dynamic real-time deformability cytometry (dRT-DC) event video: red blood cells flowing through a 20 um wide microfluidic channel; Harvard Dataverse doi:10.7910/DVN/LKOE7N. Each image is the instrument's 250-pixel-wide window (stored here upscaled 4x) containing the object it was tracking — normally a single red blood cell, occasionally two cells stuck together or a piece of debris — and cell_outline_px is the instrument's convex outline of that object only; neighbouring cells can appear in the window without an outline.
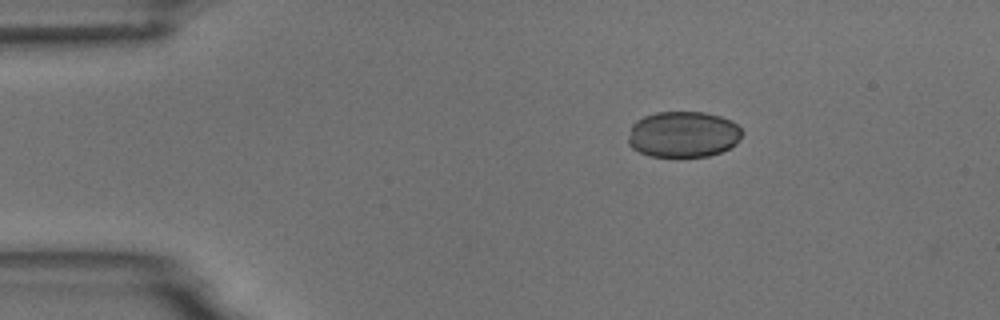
{"species": "common noctule bat (a hibernating species)", "species_latin": "Nyctalus noctula", "temperature_condition": "room temperature", "stored_images_in_passage": 3, "camera_frame_rate_fps": 3000, "um_per_image_px": 0.085, "animal": {"sex": "male", "body_mass_g": 18.8}, "frame": {"image": 1, "passage_image": 1, "time_ms": 0.0, "image_size_px": [1000, 320], "cell_outline_px": [[744, 132], [740, 140], [736, 144], [720, 152], [708, 156], [648, 156], [632, 148], [628, 144], [628, 136], [632, 124], [636, 120], [644, 116], [656, 112], [704, 112], [720, 116], [732, 120]], "centroid_in_image_um": [58.08, 11.41], "position_along_channel_um": 26.9, "area_um2": 30.75}}